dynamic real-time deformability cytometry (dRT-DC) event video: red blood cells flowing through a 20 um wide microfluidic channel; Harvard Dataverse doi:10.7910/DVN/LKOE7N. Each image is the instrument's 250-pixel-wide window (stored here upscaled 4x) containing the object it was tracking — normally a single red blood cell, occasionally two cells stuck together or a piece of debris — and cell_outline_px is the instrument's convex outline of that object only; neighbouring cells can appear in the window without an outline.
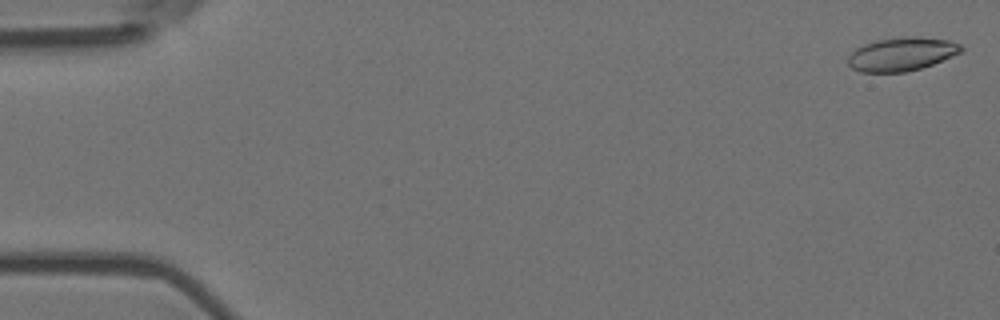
{"species": "Egyptian fruit bat (a non-hibernating species)", "species_latin": "Rousettus aegyptiacus", "temperature_condition": "room temperature", "stored_images_in_passage": 5, "camera_frame_rate_fps": 3000, "um_per_image_px": 0.085, "animal": {"sex": "female"}, "frame": {"image": 1, "passage_image": 1, "time_ms": 0.0, "image_size_px": [1000, 320], "cell_outline_px": [[964, 52], [932, 64], [920, 68], [904, 72], [860, 72], [852, 68], [848, 64], [848, 56], [856, 48], [864, 44], [876, 40], [904, 36], [916, 36], [948, 40], [960, 44], [964, 48]], "centroid_in_image_um": [76.66, 4.59], "position_along_channel_um": 8.3, "area_um2": 22.2}}
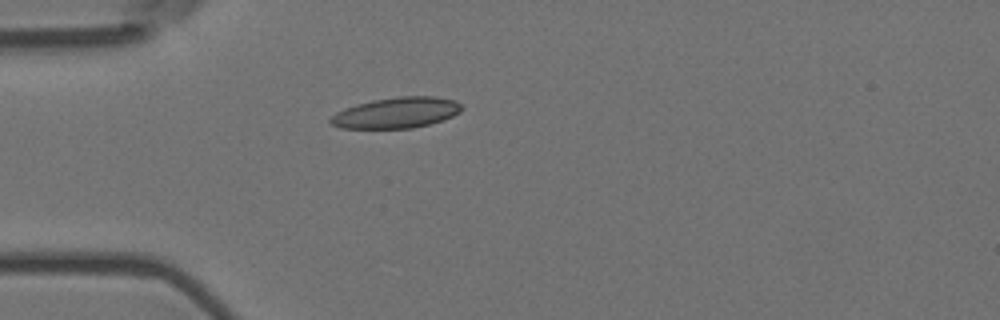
{"frame": {"image": 2, "passage_image": 5, "time_ms": 1.333, "image_size_px": [1000, 320], "cell_outline_px": [[464, 108], [460, 112], [452, 116], [428, 124], [412, 128], [340, 128], [332, 124], [328, 120], [336, 112], [344, 108], [356, 104], [372, 100], [400, 96], [436, 96], [456, 100]], "centroid_in_image_um": [33.69, 9.57], "position_along_channel_um": 51.3, "area_um2": 23.52}}